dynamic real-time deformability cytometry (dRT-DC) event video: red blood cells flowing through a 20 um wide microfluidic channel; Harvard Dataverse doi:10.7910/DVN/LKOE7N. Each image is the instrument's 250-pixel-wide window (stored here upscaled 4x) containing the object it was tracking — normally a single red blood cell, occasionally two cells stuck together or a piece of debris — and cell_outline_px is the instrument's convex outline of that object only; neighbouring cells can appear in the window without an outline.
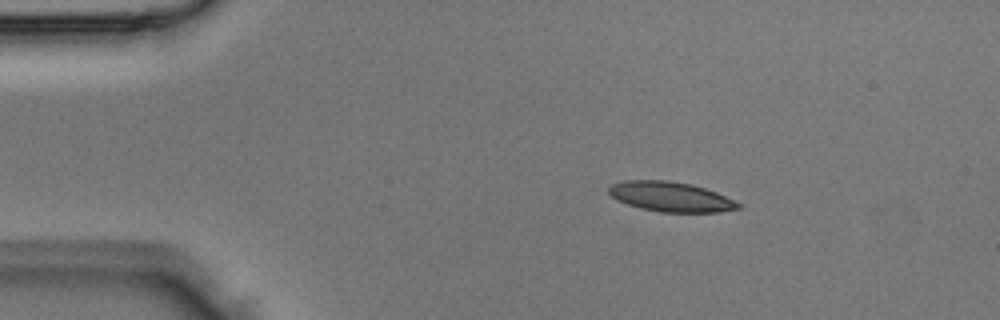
{"species": "Egyptian fruit bat (a non-hibernating species)", "species_latin": "Rousettus aegyptiacus", "temperature_condition": "room temperature", "stored_images_in_passage": 2, "camera_frame_rate_fps": 3000, "um_per_image_px": 0.085, "animal": {"sex": "male"}, "frame": {"image": 1, "passage_image": 1, "time_ms": 0.0, "image_size_px": [1000, 320], "cell_outline_px": [[744, 204], [740, 208], [720, 212], [660, 212], [640, 208], [628, 204], [612, 196], [608, 192], [608, 188], [612, 184], [624, 180], [668, 180], [692, 184], [716, 192]], "centroid_in_image_um": [57.05, 16.72], "position_along_channel_um": 28.0, "area_um2": 22.54}}